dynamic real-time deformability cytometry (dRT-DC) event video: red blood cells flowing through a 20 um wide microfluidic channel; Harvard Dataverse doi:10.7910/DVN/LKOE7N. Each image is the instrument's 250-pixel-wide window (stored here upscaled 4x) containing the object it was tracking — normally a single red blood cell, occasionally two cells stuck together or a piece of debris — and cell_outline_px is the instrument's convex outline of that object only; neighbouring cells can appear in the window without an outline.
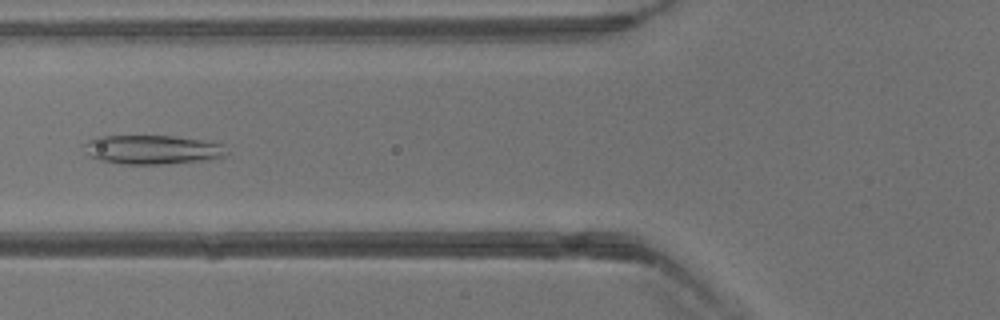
{"species": "common noctule bat (a hibernating species)", "species_latin": "Nyctalus noctula", "temperature_condition": "warm", "stored_images_in_passage": 40, "camera_frame_rate_fps": 3000, "um_per_image_px": 0.085, "animal": {"sex": "male", "body_mass_g": 13.3}, "frame": {"image": 1, "passage_image": 16, "time_ms": 5.0, "image_size_px": [1000, 320], "cell_outline_px": [[228, 152], [224, 156], [212, 160], [160, 164], [124, 164], [100, 160], [88, 156], [80, 144], [96, 136], [172, 136], [200, 140], [224, 144]], "centroid_in_image_um": [12.92, 12.72], "position_along_channel_um": 112.9, "area_um2": 24.45}}
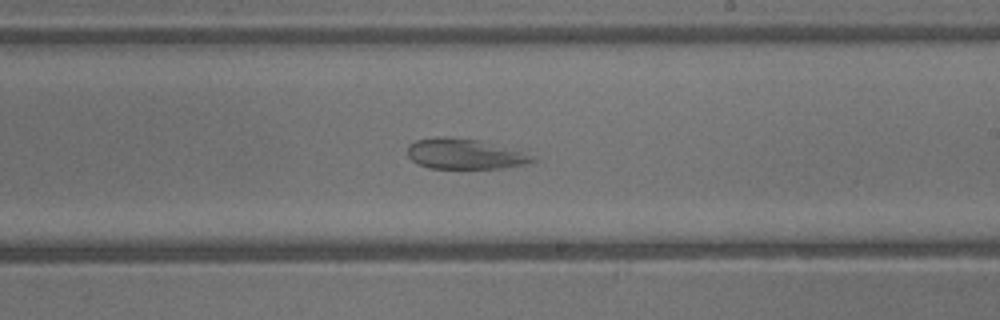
{"frame": {"image": 2, "passage_image": 24, "time_ms": 7.667, "image_size_px": [1000, 320], "cell_outline_px": [[540, 160], [524, 164], [504, 168], [428, 168], [412, 160], [408, 156], [408, 144], [416, 140], [436, 136], [448, 136], [484, 140], [528, 148]], "centroid_in_image_um": [39.72, 13.04], "position_along_channel_um": 249.3, "area_um2": 23.52}}
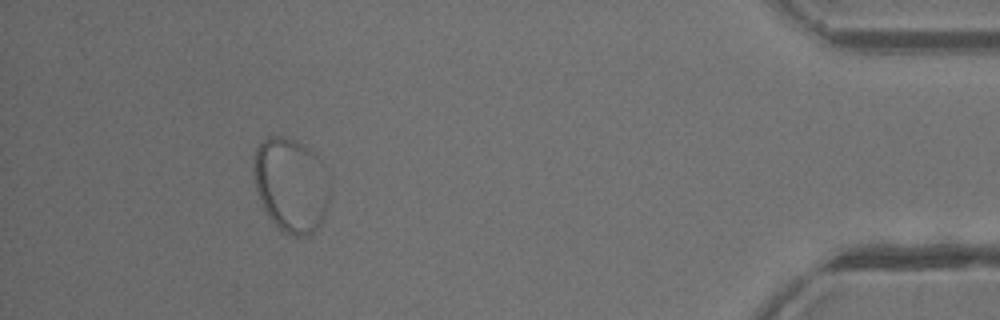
{"frame": {"image": 3, "passage_image": 37, "time_ms": 12.0, "image_size_px": [1000, 320], "cell_outline_px": [[328, 200], [324, 216], [320, 224], [308, 236], [292, 236], [276, 228], [268, 216], [256, 192], [252, 168], [252, 164], [256, 148], [268, 136], [280, 136], [296, 140], [304, 144], [316, 152], [328, 196]], "centroid_in_image_um": [24.65, 15.73], "position_along_channel_um": 410.5, "area_um2": 41.44}}